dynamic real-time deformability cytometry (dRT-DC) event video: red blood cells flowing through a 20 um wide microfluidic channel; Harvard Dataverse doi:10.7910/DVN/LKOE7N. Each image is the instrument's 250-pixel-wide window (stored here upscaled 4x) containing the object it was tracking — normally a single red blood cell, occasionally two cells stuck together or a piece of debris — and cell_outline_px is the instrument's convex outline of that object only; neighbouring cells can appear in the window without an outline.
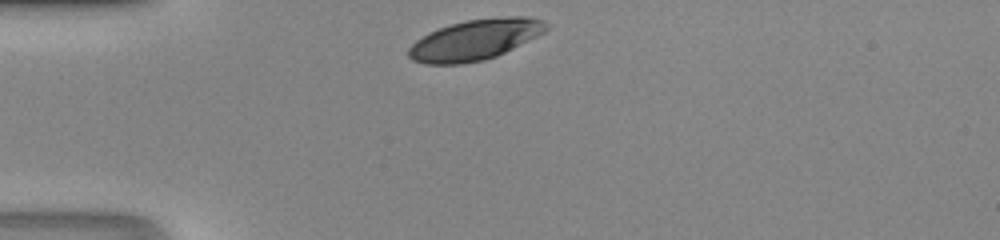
{"species": "human", "species_latin": "Homo sapiens", "temperature_condition": "room temperature", "stored_images_in_passage": 26, "camera_frame_rate_fps": 3000, "um_per_image_px": 0.085, "donor": {"sex": "male"}, "frame": {"image": 1, "passage_image": 1, "time_ms": 0.0, "image_size_px": [1000, 240], "cell_outline_px": [[548, 28], [544, 32], [496, 56], [484, 60], [460, 64], [424, 64], [412, 60], [408, 56], [408, 48], [416, 40], [428, 32], [464, 20], [508, 16], [528, 16], [544, 20], [548, 24]], "centroid_in_image_um": [40.36, 3.37], "position_along_channel_um": 44.6, "area_um2": 32.43}}
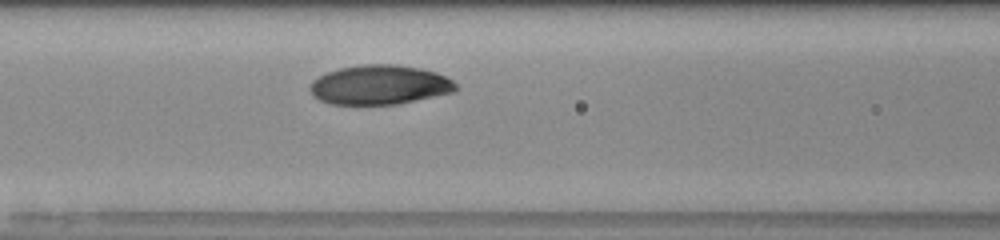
{"frame": {"image": 2, "passage_image": 9, "time_ms": 2.667, "image_size_px": [1000, 240], "cell_outline_px": [[460, 88], [456, 92], [396, 104], [332, 104], [320, 100], [312, 96], [308, 88], [308, 84], [312, 80], [328, 72], [340, 68], [360, 64], [396, 64], [420, 68], [436, 72], [452, 80]], "centroid_in_image_um": [32.27, 7.21], "position_along_channel_um": 134.3, "area_um2": 33.76}}
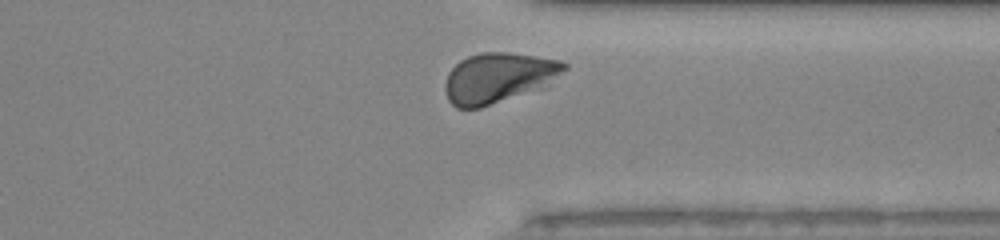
{"frame": {"image": 3, "passage_image": 25, "time_ms": 8.0, "image_size_px": [1000, 240], "cell_outline_px": [[568, 68], [540, 84], [532, 88], [480, 108], [456, 108], [448, 100], [444, 88], [444, 84], [448, 72], [460, 60], [468, 56], [484, 52], [508, 52], [564, 60], [568, 64]], "centroid_in_image_um": [42.25, 6.56], "position_along_channel_um": 369.2, "area_um2": 33.58}}